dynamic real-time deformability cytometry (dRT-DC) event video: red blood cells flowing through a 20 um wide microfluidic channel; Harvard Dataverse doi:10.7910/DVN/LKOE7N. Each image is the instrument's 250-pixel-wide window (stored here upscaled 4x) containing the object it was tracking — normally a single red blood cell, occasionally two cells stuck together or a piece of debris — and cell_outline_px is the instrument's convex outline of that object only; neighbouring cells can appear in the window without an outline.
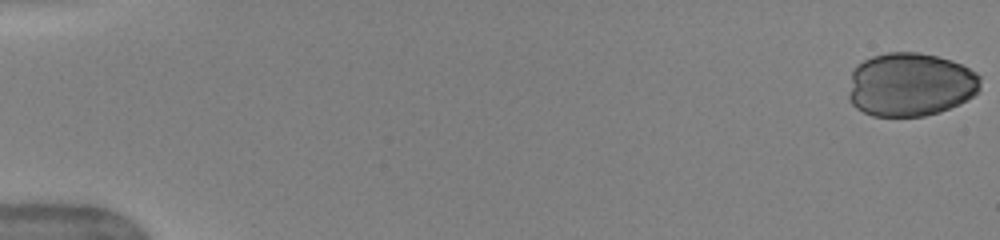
{"species": "human", "species_latin": "Homo sapiens", "temperature_condition": "warm", "stored_images_in_passage": 45, "camera_frame_rate_fps": 3000, "um_per_image_px": 0.085, "donor": {"sex": "female"}, "frame": {"image": 1, "passage_image": 1, "time_ms": 0.0, "image_size_px": [1000, 240], "cell_outline_px": [[980, 88], [968, 100], [960, 104], [940, 112], [924, 116], [872, 116], [856, 108], [848, 100], [848, 92], [852, 72], [856, 64], [872, 56], [888, 52], [916, 52], [936, 56], [952, 60], [976, 72], [980, 76]], "centroid_in_image_um": [77.36, 7.19], "position_along_channel_um": 7.6, "area_um2": 49.25}}
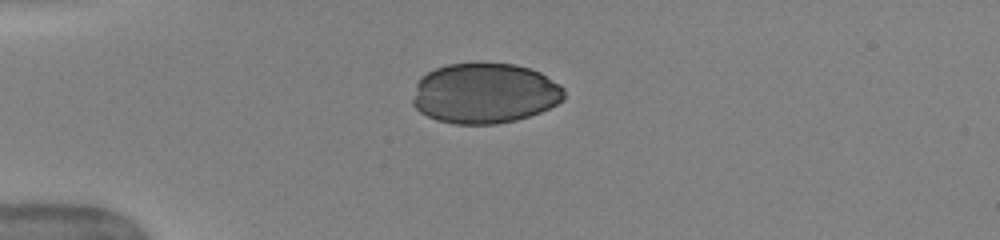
{"frame": {"image": 2, "passage_image": 14, "time_ms": 4.333, "image_size_px": [1000, 240], "cell_outline_px": [[564, 100], [540, 112], [516, 120], [496, 124], [456, 124], [436, 120], [420, 112], [412, 104], [412, 100], [416, 84], [420, 76], [436, 68], [448, 64], [512, 64], [528, 68], [540, 72], [560, 84], [564, 88]], "centroid_in_image_um": [41.19, 7.94], "position_along_channel_um": 43.8, "area_um2": 53.18}}
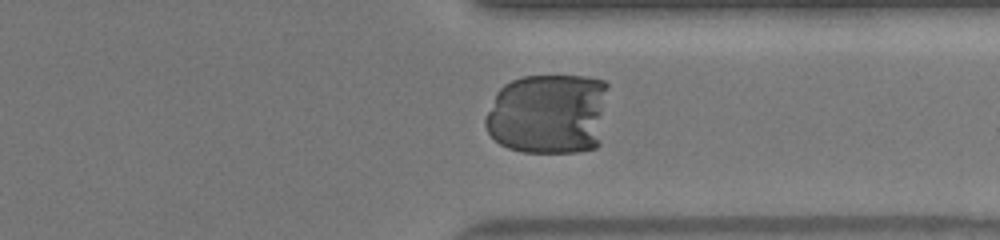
{"frame": {"image": 3, "passage_image": 40, "time_ms": 13.0, "image_size_px": [1000, 240], "cell_outline_px": [[608, 84], [600, 144], [596, 148], [576, 152], [524, 152], [508, 148], [500, 144], [488, 132], [484, 124], [484, 120], [496, 92], [504, 84], [512, 80], [524, 76], [588, 76], [604, 80]], "centroid_in_image_um": [46.63, 9.67], "position_along_channel_um": 364.8, "area_um2": 58.72}}